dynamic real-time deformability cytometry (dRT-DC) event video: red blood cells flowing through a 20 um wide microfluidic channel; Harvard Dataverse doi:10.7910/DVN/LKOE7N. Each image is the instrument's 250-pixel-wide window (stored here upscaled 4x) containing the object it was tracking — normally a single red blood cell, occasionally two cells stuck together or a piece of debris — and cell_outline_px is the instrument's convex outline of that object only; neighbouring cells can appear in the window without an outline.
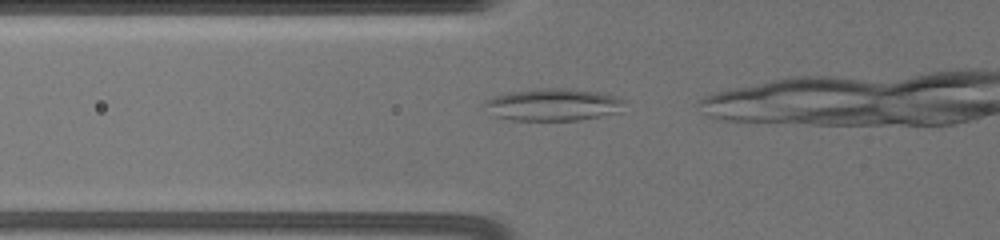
{"species": "common noctule bat (a hibernating species)", "species_latin": "Nyctalus noctula", "temperature_condition": "warm", "stored_images_in_passage": 53, "camera_frame_rate_fps": 3000, "um_per_image_px": 0.085, "animal": {"sex": "female", "body_mass_g": 19.5, "forearm_length_mm": 54.1}, "frame": {"image": 1, "passage_image": 29, "time_ms": 3.667, "image_size_px": [1000, 240], "cell_outline_px": [[624, 100], [620, 112], [580, 120], [508, 120], [496, 116], [480, 104], [484, 100], [492, 96], [508, 92], [536, 88], [568, 88], [600, 92], [616, 96]], "centroid_in_image_um": [46.96, 8.88], "position_along_channel_um": 78.8, "area_um2": 26.59}}
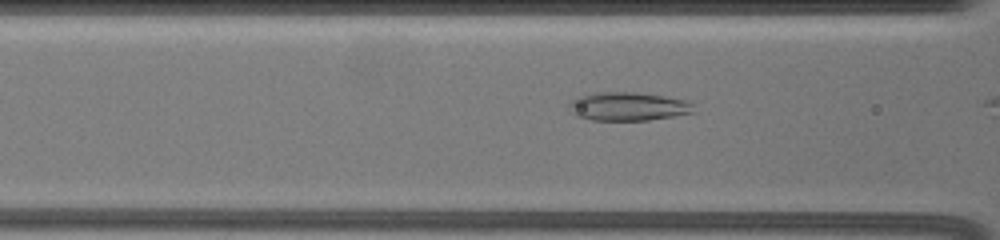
{"frame": {"image": 2, "passage_image": 37, "time_ms": 4.667, "image_size_px": [1000, 240], "cell_outline_px": [[696, 112], [676, 116], [648, 120], [592, 120], [576, 116], [568, 108], [568, 100], [576, 96], [592, 92], [636, 92], [664, 96], [684, 100], [692, 104]], "centroid_in_image_um": [53.33, 9.04], "position_along_channel_um": 113.3, "area_um2": 21.04}}
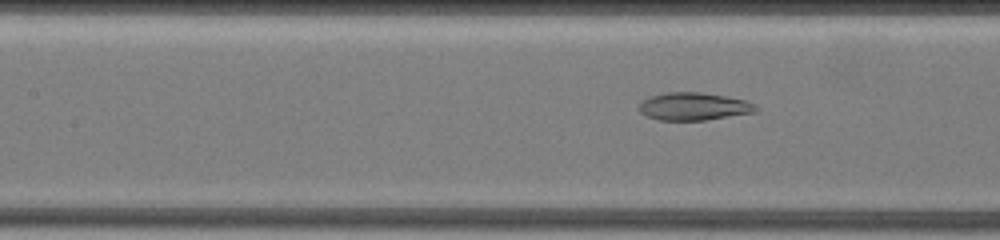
{"frame": {"image": 3, "passage_image": 45, "time_ms": 5.667, "image_size_px": [1000, 240], "cell_outline_px": [[760, 108], [756, 112], [704, 120], [660, 120], [648, 116], [640, 112], [636, 108], [640, 100], [648, 96], [668, 92], [700, 92], [724, 96], [744, 100], [756, 104]], "centroid_in_image_um": [58.93, 9.04], "position_along_channel_um": 148.5, "area_um2": 19.02}}